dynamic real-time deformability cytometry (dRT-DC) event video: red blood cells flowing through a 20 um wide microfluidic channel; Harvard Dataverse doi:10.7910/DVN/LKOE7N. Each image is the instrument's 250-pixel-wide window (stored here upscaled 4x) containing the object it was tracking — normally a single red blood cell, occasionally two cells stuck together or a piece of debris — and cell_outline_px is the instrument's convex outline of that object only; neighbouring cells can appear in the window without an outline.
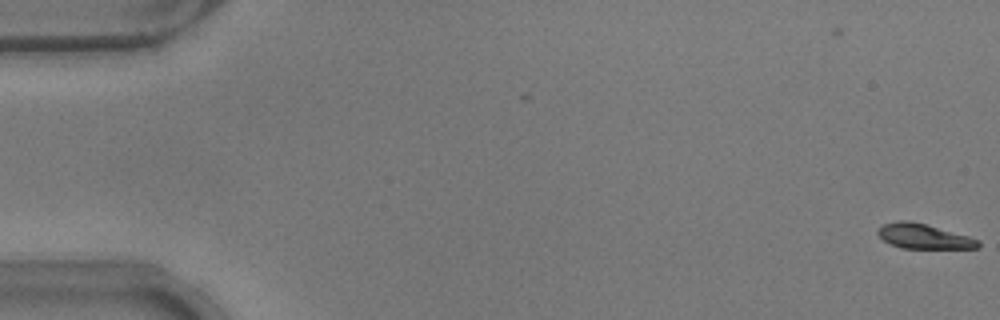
{"species": "common noctule bat (a hibernating species)", "species_latin": "Nyctalus noctula", "temperature_condition": "warm", "stored_images_in_passage": 54, "camera_frame_rate_fps": 3000, "um_per_image_px": 0.085, "animal": {"sex": "male", "body_mass_g": 17.9}, "frame": {"image": 1, "passage_image": 1, "time_ms": 0.0, "image_size_px": [1000, 320], "cell_outline_px": [[980, 248], [900, 248], [884, 240], [876, 232], [884, 224], [900, 220], [908, 220], [924, 224], [968, 236], [980, 240]], "centroid_in_image_um": [78.53, 20.09], "position_along_channel_um": 6.5, "area_um2": 14.22}}
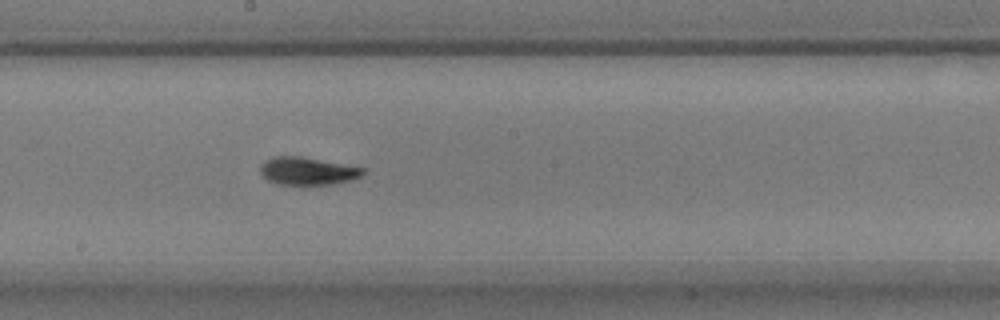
{"frame": {"image": 2, "passage_image": 30, "time_ms": 9.667, "image_size_px": [1000, 320], "cell_outline_px": [[364, 172], [360, 176], [352, 180], [332, 184], [280, 184], [268, 180], [260, 172], [260, 164], [264, 160], [272, 156], [300, 156], [364, 168]], "centroid_in_image_um": [26.1, 14.52], "position_along_channel_um": 222.1, "area_um2": 16.42}}
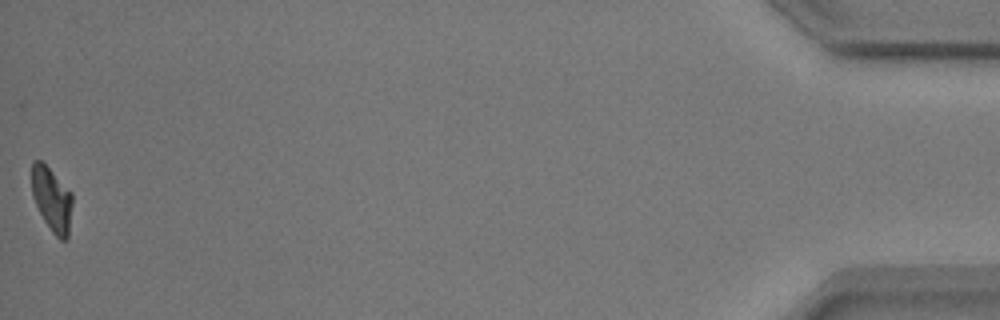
{"frame": {"image": 3, "passage_image": 54, "time_ms": 17.667, "image_size_px": [1000, 320], "cell_outline_px": [[72, 204], [68, 236], [64, 240], [60, 240], [52, 232], [44, 220], [32, 196], [32, 160], [40, 160], [72, 192]], "centroid_in_image_um": [4.41, 16.95], "position_along_channel_um": 430.8, "area_um2": 14.97}, "authors_computed_cell_mechanics": {"area_um2": 16.1262, "velocity_mm_per_s": 3.8039, "shape_relaxation_time_tau1_ms": 3.8755, "shape_relaxation_time_tau2_ms": 2.0727, "deformation_change_tau1": 0.1481, "deformation_change_tau2": 0.0688}}